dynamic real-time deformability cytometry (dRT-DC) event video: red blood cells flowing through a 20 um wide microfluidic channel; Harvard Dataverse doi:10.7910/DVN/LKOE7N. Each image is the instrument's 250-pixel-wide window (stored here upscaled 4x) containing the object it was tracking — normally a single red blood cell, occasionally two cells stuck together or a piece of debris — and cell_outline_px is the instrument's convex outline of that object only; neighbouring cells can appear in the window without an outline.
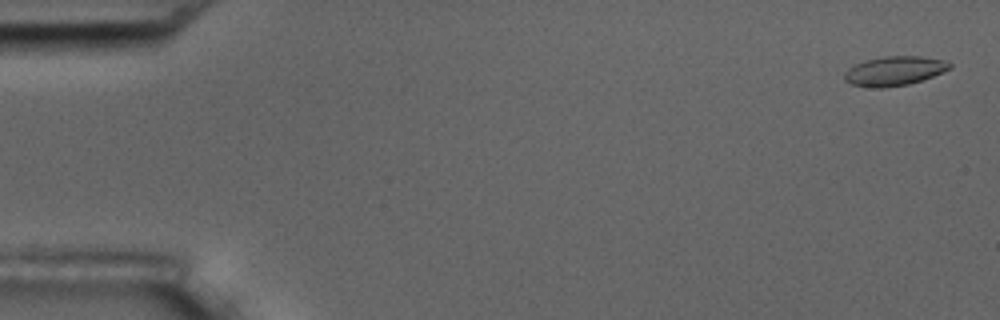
{"species": "common noctule bat (a hibernating species)", "species_latin": "Nyctalus noctula", "temperature_condition": "room temperature", "stored_images_in_passage": 5, "camera_frame_rate_fps": 3000, "um_per_image_px": 0.085, "animal": {"sex": "male", "body_mass_g": 17.5, "forearm_length_mm": 52.3}, "frame": {"image": 1, "passage_image": 1, "time_ms": 0.0, "image_size_px": [1000, 320], "cell_outline_px": [[952, 68], [932, 76], [908, 84], [884, 88], [876, 88], [852, 84], [844, 80], [844, 72], [848, 68], [864, 60], [884, 56], [920, 56], [944, 60], [952, 64]], "centroid_in_image_um": [76.0, 6.02], "position_along_channel_um": 9.0, "area_um2": 17.92}}
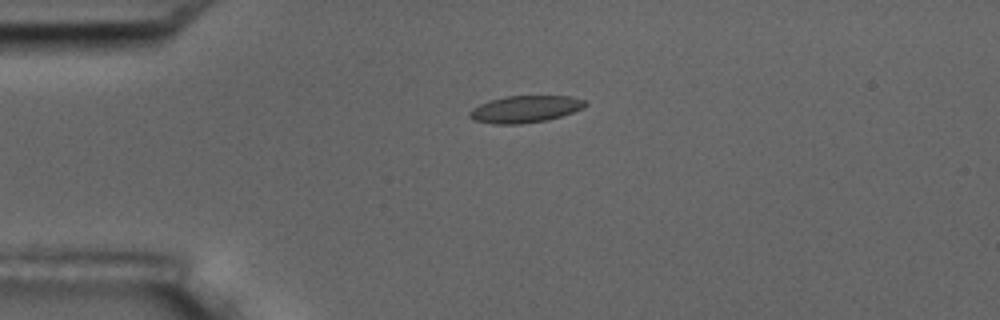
{"frame": {"image": 2, "passage_image": 4, "time_ms": 4.0, "image_size_px": [1000, 320], "cell_outline_px": [[588, 104], [584, 108], [548, 120], [520, 124], [496, 124], [472, 120], [468, 116], [468, 112], [472, 108], [488, 100], [504, 96], [572, 96], [584, 100]], "centroid_in_image_um": [44.61, 9.27], "position_along_channel_um": 40.4, "area_um2": 18.32}}